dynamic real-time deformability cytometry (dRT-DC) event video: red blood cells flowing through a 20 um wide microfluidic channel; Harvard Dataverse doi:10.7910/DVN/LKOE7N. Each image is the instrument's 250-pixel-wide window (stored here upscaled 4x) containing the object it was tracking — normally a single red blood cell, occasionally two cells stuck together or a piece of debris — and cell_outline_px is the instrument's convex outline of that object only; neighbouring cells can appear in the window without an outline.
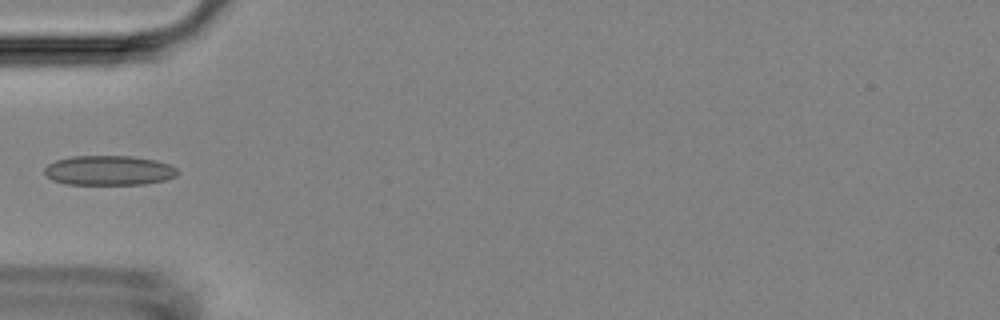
{"species": "Egyptian fruit bat (a non-hibernating species)", "species_latin": "Rousettus aegyptiacus", "temperature_condition": "room temperature", "stored_images_in_passage": 37, "camera_frame_rate_fps": 3000, "um_per_image_px": 0.085, "animal": {"sex": "female"}, "frame": {"image": 1, "passage_image": 1, "time_ms": 0.0, "image_size_px": [1000, 320], "cell_outline_px": [[180, 172], [176, 176], [164, 180], [144, 184], [68, 184], [52, 180], [44, 172], [44, 168], [48, 164], [56, 160], [72, 156], [132, 156], [156, 160], [168, 164], [176, 168]], "centroid_in_image_um": [9.27, 14.48], "position_along_channel_um": 75.7, "area_um2": 23.0}}
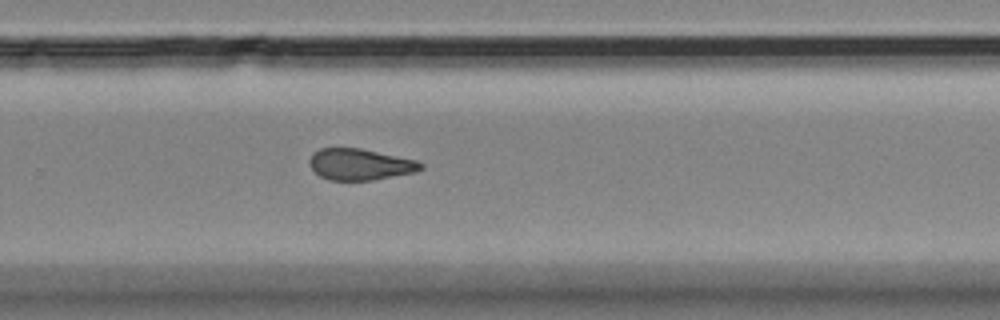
{"frame": {"image": 2, "passage_image": 19, "time_ms": 6.0, "image_size_px": [1000, 320], "cell_outline_px": [[424, 168], [416, 172], [372, 180], [328, 180], [320, 176], [308, 164], [308, 160], [312, 152], [320, 148], [360, 148], [416, 160], [424, 164]], "centroid_in_image_um": [30.58, 13.97], "position_along_channel_um": 299.2, "area_um2": 20.4}}
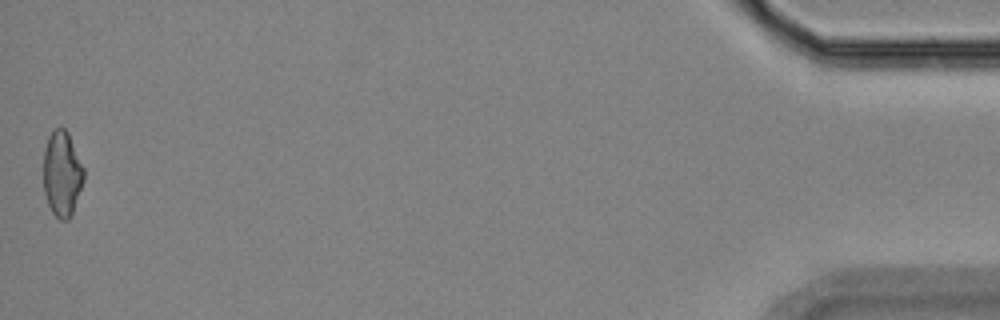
{"frame": {"image": 3, "passage_image": 37, "time_ms": 12.0, "image_size_px": [1000, 320], "cell_outline_px": [[84, 180], [72, 216], [68, 220], [60, 220], [52, 212], [48, 204], [44, 192], [44, 148], [48, 136], [52, 128], [64, 128], [68, 132], [84, 168]], "centroid_in_image_um": [5.28, 14.77], "position_along_channel_um": 429.9, "area_um2": 20.29}}